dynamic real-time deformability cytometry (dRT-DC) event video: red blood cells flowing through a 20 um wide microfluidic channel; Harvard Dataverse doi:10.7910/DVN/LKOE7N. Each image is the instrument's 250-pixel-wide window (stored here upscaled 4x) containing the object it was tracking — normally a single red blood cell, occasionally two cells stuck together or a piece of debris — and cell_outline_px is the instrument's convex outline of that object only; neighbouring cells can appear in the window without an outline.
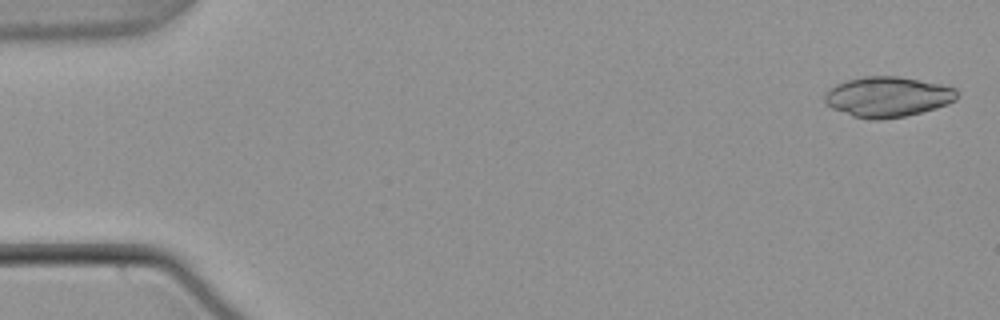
{"species": "common noctule bat (a hibernating species)", "species_latin": "Nyctalus noctula", "temperature_condition": "warm", "stored_images_in_passage": 17, "camera_frame_rate_fps": 3000, "um_per_image_px": 0.085, "animal": {"sex": "male", "body_mass_g": 21.5, "forearm_length_mm": 52.0}, "frame": {"image": 1, "passage_image": 2, "time_ms": 0.333, "image_size_px": [1000, 320], "cell_outline_px": [[956, 100], [948, 104], [936, 108], [904, 116], [880, 120], [872, 120], [852, 116], [832, 108], [824, 104], [824, 96], [836, 84], [848, 80], [864, 76], [896, 76], [940, 84], [956, 88]], "centroid_in_image_um": [75.43, 8.24], "position_along_channel_um": 9.6, "area_um2": 30.87}}
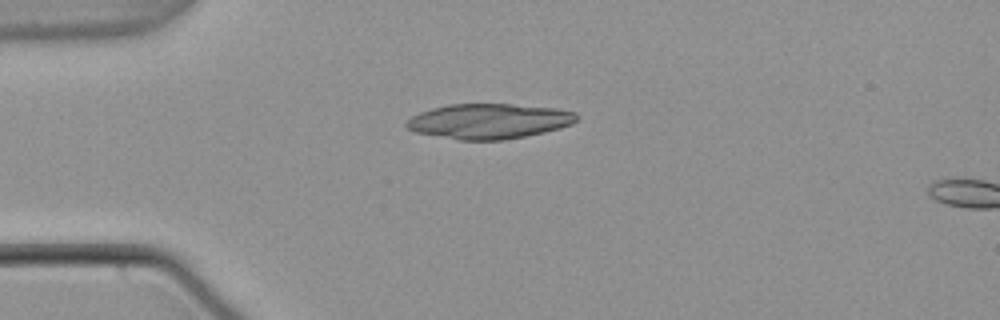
{"frame": {"image": 2, "passage_image": 14, "time_ms": 4.333, "image_size_px": [1000, 320], "cell_outline_px": [[580, 116], [572, 124], [560, 128], [544, 132], [504, 140], [460, 140], [416, 132], [408, 128], [404, 124], [412, 116], [420, 112], [432, 108], [448, 104], [512, 104], [556, 108], [576, 112]], "centroid_in_image_um": [41.59, 10.29], "position_along_channel_um": 43.4, "area_um2": 34.8}}